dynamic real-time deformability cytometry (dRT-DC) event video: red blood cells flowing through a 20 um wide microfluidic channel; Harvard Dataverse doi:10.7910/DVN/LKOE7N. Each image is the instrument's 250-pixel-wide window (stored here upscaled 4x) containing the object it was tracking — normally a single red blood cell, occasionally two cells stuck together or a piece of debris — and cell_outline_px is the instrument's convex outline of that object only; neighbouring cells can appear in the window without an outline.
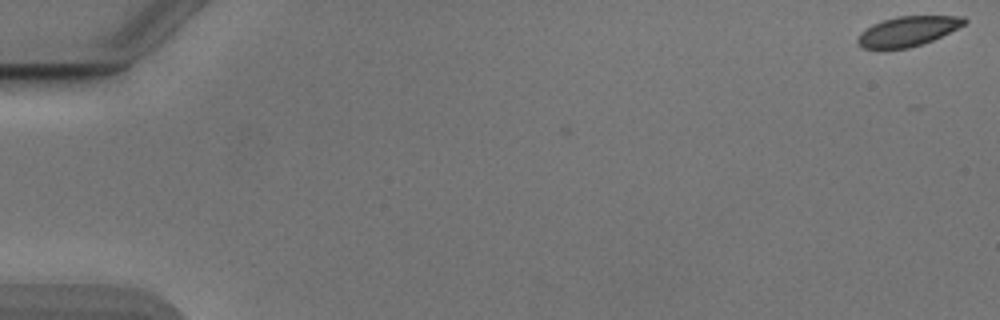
{"species": "Egyptian fruit bat (a non-hibernating species)", "species_latin": "Rousettus aegyptiacus", "temperature_condition": "cold", "stored_images_in_passage": 4, "camera_frame_rate_fps": 3000, "um_per_image_px": 0.085, "animal": {"sex": "male"}, "frame": {"image": 1, "passage_image": 1, "time_ms": 0.0, "image_size_px": [1000, 320], "cell_outline_px": [[968, 20], [964, 24], [932, 40], [908, 48], [864, 48], [856, 40], [860, 32], [872, 24], [896, 16], [964, 16]], "centroid_in_image_um": [77.14, 2.64], "position_along_channel_um": 7.9, "area_um2": 18.15}}